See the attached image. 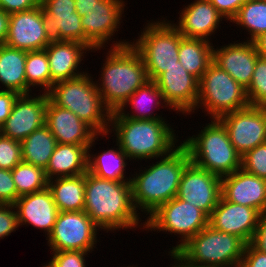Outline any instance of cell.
Returning <instances> with one entry per match:
<instances>
[{
	"label": "cell",
	"instance_id": "obj_11",
	"mask_svg": "<svg viewBox=\"0 0 266 267\" xmlns=\"http://www.w3.org/2000/svg\"><path fill=\"white\" fill-rule=\"evenodd\" d=\"M126 5L124 0H75L76 12L81 16L85 45L93 53L101 48L106 49L107 44L114 40L116 31L118 35Z\"/></svg>",
	"mask_w": 266,
	"mask_h": 267
},
{
	"label": "cell",
	"instance_id": "obj_50",
	"mask_svg": "<svg viewBox=\"0 0 266 267\" xmlns=\"http://www.w3.org/2000/svg\"><path fill=\"white\" fill-rule=\"evenodd\" d=\"M169 256H171V258H173L174 260L172 262H174L173 264H170L169 267H194L189 265L188 263H186L180 256H178L176 253H168Z\"/></svg>",
	"mask_w": 266,
	"mask_h": 267
},
{
	"label": "cell",
	"instance_id": "obj_2",
	"mask_svg": "<svg viewBox=\"0 0 266 267\" xmlns=\"http://www.w3.org/2000/svg\"><path fill=\"white\" fill-rule=\"evenodd\" d=\"M179 143L167 156L155 159L157 162L147 168L141 165L139 173L131 175L132 202L139 214H146L144 218L177 196L182 173L191 161L187 149Z\"/></svg>",
	"mask_w": 266,
	"mask_h": 267
},
{
	"label": "cell",
	"instance_id": "obj_1",
	"mask_svg": "<svg viewBox=\"0 0 266 267\" xmlns=\"http://www.w3.org/2000/svg\"><path fill=\"white\" fill-rule=\"evenodd\" d=\"M83 211L106 233L121 229L136 230L142 225L145 229V222L132 202L130 181L101 179L87 171Z\"/></svg>",
	"mask_w": 266,
	"mask_h": 267
},
{
	"label": "cell",
	"instance_id": "obj_20",
	"mask_svg": "<svg viewBox=\"0 0 266 267\" xmlns=\"http://www.w3.org/2000/svg\"><path fill=\"white\" fill-rule=\"evenodd\" d=\"M237 42V43H236ZM231 42L219 48L213 47V63L226 71L247 89L250 85L257 58L260 56L253 42Z\"/></svg>",
	"mask_w": 266,
	"mask_h": 267
},
{
	"label": "cell",
	"instance_id": "obj_6",
	"mask_svg": "<svg viewBox=\"0 0 266 267\" xmlns=\"http://www.w3.org/2000/svg\"><path fill=\"white\" fill-rule=\"evenodd\" d=\"M198 134L181 144L190 160L220 178L241 169V155L232 145L227 130L218 119H211Z\"/></svg>",
	"mask_w": 266,
	"mask_h": 267
},
{
	"label": "cell",
	"instance_id": "obj_33",
	"mask_svg": "<svg viewBox=\"0 0 266 267\" xmlns=\"http://www.w3.org/2000/svg\"><path fill=\"white\" fill-rule=\"evenodd\" d=\"M25 74L27 82V94H31L32 88L42 93H48L51 90V74L49 69L46 50L28 51L25 63Z\"/></svg>",
	"mask_w": 266,
	"mask_h": 267
},
{
	"label": "cell",
	"instance_id": "obj_15",
	"mask_svg": "<svg viewBox=\"0 0 266 267\" xmlns=\"http://www.w3.org/2000/svg\"><path fill=\"white\" fill-rule=\"evenodd\" d=\"M36 95L31 93L18 96L10 116L0 127V134L21 142L45 125L48 94L39 92Z\"/></svg>",
	"mask_w": 266,
	"mask_h": 267
},
{
	"label": "cell",
	"instance_id": "obj_12",
	"mask_svg": "<svg viewBox=\"0 0 266 267\" xmlns=\"http://www.w3.org/2000/svg\"><path fill=\"white\" fill-rule=\"evenodd\" d=\"M99 231L102 230L84 211L59 212L46 240L51 251L92 252L97 248Z\"/></svg>",
	"mask_w": 266,
	"mask_h": 267
},
{
	"label": "cell",
	"instance_id": "obj_4",
	"mask_svg": "<svg viewBox=\"0 0 266 267\" xmlns=\"http://www.w3.org/2000/svg\"><path fill=\"white\" fill-rule=\"evenodd\" d=\"M113 131V132H112ZM163 119L143 120L124 117L118 110L112 112L110 133L128 158L140 162L167 156L179 145L178 134ZM115 134V135H114ZM178 143V144H177Z\"/></svg>",
	"mask_w": 266,
	"mask_h": 267
},
{
	"label": "cell",
	"instance_id": "obj_14",
	"mask_svg": "<svg viewBox=\"0 0 266 267\" xmlns=\"http://www.w3.org/2000/svg\"><path fill=\"white\" fill-rule=\"evenodd\" d=\"M176 197L210 216L221 197V178L190 161L182 173Z\"/></svg>",
	"mask_w": 266,
	"mask_h": 267
},
{
	"label": "cell",
	"instance_id": "obj_21",
	"mask_svg": "<svg viewBox=\"0 0 266 267\" xmlns=\"http://www.w3.org/2000/svg\"><path fill=\"white\" fill-rule=\"evenodd\" d=\"M221 196L232 203L266 212V179L242 168L221 178Z\"/></svg>",
	"mask_w": 266,
	"mask_h": 267
},
{
	"label": "cell",
	"instance_id": "obj_9",
	"mask_svg": "<svg viewBox=\"0 0 266 267\" xmlns=\"http://www.w3.org/2000/svg\"><path fill=\"white\" fill-rule=\"evenodd\" d=\"M248 106L246 89L212 62L199 80L195 110L202 109L211 120Z\"/></svg>",
	"mask_w": 266,
	"mask_h": 267
},
{
	"label": "cell",
	"instance_id": "obj_3",
	"mask_svg": "<svg viewBox=\"0 0 266 267\" xmlns=\"http://www.w3.org/2000/svg\"><path fill=\"white\" fill-rule=\"evenodd\" d=\"M131 41H111L100 77L95 80L104 104L112 112L119 110L138 88L149 81L144 61Z\"/></svg>",
	"mask_w": 266,
	"mask_h": 267
},
{
	"label": "cell",
	"instance_id": "obj_22",
	"mask_svg": "<svg viewBox=\"0 0 266 267\" xmlns=\"http://www.w3.org/2000/svg\"><path fill=\"white\" fill-rule=\"evenodd\" d=\"M45 125L57 143L90 145L98 133L70 110L55 105L48 97Z\"/></svg>",
	"mask_w": 266,
	"mask_h": 267
},
{
	"label": "cell",
	"instance_id": "obj_8",
	"mask_svg": "<svg viewBox=\"0 0 266 267\" xmlns=\"http://www.w3.org/2000/svg\"><path fill=\"white\" fill-rule=\"evenodd\" d=\"M151 21V22H150ZM147 20L138 39L131 45L141 55L149 80L155 81L179 61L178 51L182 34L166 19Z\"/></svg>",
	"mask_w": 266,
	"mask_h": 267
},
{
	"label": "cell",
	"instance_id": "obj_34",
	"mask_svg": "<svg viewBox=\"0 0 266 267\" xmlns=\"http://www.w3.org/2000/svg\"><path fill=\"white\" fill-rule=\"evenodd\" d=\"M242 27L250 35L246 41L252 42L259 35L266 33V0L246 1L231 21ZM249 39V40H248Z\"/></svg>",
	"mask_w": 266,
	"mask_h": 267
},
{
	"label": "cell",
	"instance_id": "obj_23",
	"mask_svg": "<svg viewBox=\"0 0 266 267\" xmlns=\"http://www.w3.org/2000/svg\"><path fill=\"white\" fill-rule=\"evenodd\" d=\"M13 205L19 226L31 225L37 230L41 229L47 237L52 232L59 210L48 187L20 196Z\"/></svg>",
	"mask_w": 266,
	"mask_h": 267
},
{
	"label": "cell",
	"instance_id": "obj_32",
	"mask_svg": "<svg viewBox=\"0 0 266 267\" xmlns=\"http://www.w3.org/2000/svg\"><path fill=\"white\" fill-rule=\"evenodd\" d=\"M43 21L51 41H75L85 44L81 16L77 12L64 16H50L43 9Z\"/></svg>",
	"mask_w": 266,
	"mask_h": 267
},
{
	"label": "cell",
	"instance_id": "obj_30",
	"mask_svg": "<svg viewBox=\"0 0 266 267\" xmlns=\"http://www.w3.org/2000/svg\"><path fill=\"white\" fill-rule=\"evenodd\" d=\"M214 46L206 40L182 36L178 51L179 62L187 72L200 80L213 62Z\"/></svg>",
	"mask_w": 266,
	"mask_h": 267
},
{
	"label": "cell",
	"instance_id": "obj_13",
	"mask_svg": "<svg viewBox=\"0 0 266 267\" xmlns=\"http://www.w3.org/2000/svg\"><path fill=\"white\" fill-rule=\"evenodd\" d=\"M226 128L236 151H247L266 143V110L263 106H248L218 119Z\"/></svg>",
	"mask_w": 266,
	"mask_h": 267
},
{
	"label": "cell",
	"instance_id": "obj_37",
	"mask_svg": "<svg viewBox=\"0 0 266 267\" xmlns=\"http://www.w3.org/2000/svg\"><path fill=\"white\" fill-rule=\"evenodd\" d=\"M241 168L249 174L266 179V143L241 156Z\"/></svg>",
	"mask_w": 266,
	"mask_h": 267
},
{
	"label": "cell",
	"instance_id": "obj_48",
	"mask_svg": "<svg viewBox=\"0 0 266 267\" xmlns=\"http://www.w3.org/2000/svg\"><path fill=\"white\" fill-rule=\"evenodd\" d=\"M9 14L0 9V45L4 44L8 35Z\"/></svg>",
	"mask_w": 266,
	"mask_h": 267
},
{
	"label": "cell",
	"instance_id": "obj_47",
	"mask_svg": "<svg viewBox=\"0 0 266 267\" xmlns=\"http://www.w3.org/2000/svg\"><path fill=\"white\" fill-rule=\"evenodd\" d=\"M18 96L17 92L0 90V127L10 116L13 104Z\"/></svg>",
	"mask_w": 266,
	"mask_h": 267
},
{
	"label": "cell",
	"instance_id": "obj_43",
	"mask_svg": "<svg viewBox=\"0 0 266 267\" xmlns=\"http://www.w3.org/2000/svg\"><path fill=\"white\" fill-rule=\"evenodd\" d=\"M246 1L247 0H210L212 5L224 17V19L227 20V22H231L236 17L240 7Z\"/></svg>",
	"mask_w": 266,
	"mask_h": 267
},
{
	"label": "cell",
	"instance_id": "obj_27",
	"mask_svg": "<svg viewBox=\"0 0 266 267\" xmlns=\"http://www.w3.org/2000/svg\"><path fill=\"white\" fill-rule=\"evenodd\" d=\"M26 56L27 51L0 45V84L3 85H0V90L27 94Z\"/></svg>",
	"mask_w": 266,
	"mask_h": 267
},
{
	"label": "cell",
	"instance_id": "obj_49",
	"mask_svg": "<svg viewBox=\"0 0 266 267\" xmlns=\"http://www.w3.org/2000/svg\"><path fill=\"white\" fill-rule=\"evenodd\" d=\"M252 42L259 55L262 57H266V33L259 35Z\"/></svg>",
	"mask_w": 266,
	"mask_h": 267
},
{
	"label": "cell",
	"instance_id": "obj_51",
	"mask_svg": "<svg viewBox=\"0 0 266 267\" xmlns=\"http://www.w3.org/2000/svg\"><path fill=\"white\" fill-rule=\"evenodd\" d=\"M127 267H138V266L137 265L134 266V264H133V266L130 265V266H127Z\"/></svg>",
	"mask_w": 266,
	"mask_h": 267
},
{
	"label": "cell",
	"instance_id": "obj_39",
	"mask_svg": "<svg viewBox=\"0 0 266 267\" xmlns=\"http://www.w3.org/2000/svg\"><path fill=\"white\" fill-rule=\"evenodd\" d=\"M92 252L85 251H51L52 258L46 265L48 267H87L86 256Z\"/></svg>",
	"mask_w": 266,
	"mask_h": 267
},
{
	"label": "cell",
	"instance_id": "obj_26",
	"mask_svg": "<svg viewBox=\"0 0 266 267\" xmlns=\"http://www.w3.org/2000/svg\"><path fill=\"white\" fill-rule=\"evenodd\" d=\"M108 134H98L88 147V172L101 179H108L114 181H131V177L126 176L127 161L130 160L125 152L120 148L116 142L114 147L108 150H103L102 153H95L91 151L95 145V140L98 138L107 137ZM102 136V137H101ZM92 154H91V153ZM127 160V161H126Z\"/></svg>",
	"mask_w": 266,
	"mask_h": 267
},
{
	"label": "cell",
	"instance_id": "obj_38",
	"mask_svg": "<svg viewBox=\"0 0 266 267\" xmlns=\"http://www.w3.org/2000/svg\"><path fill=\"white\" fill-rule=\"evenodd\" d=\"M22 161L20 141L0 134V169L12 170Z\"/></svg>",
	"mask_w": 266,
	"mask_h": 267
},
{
	"label": "cell",
	"instance_id": "obj_35",
	"mask_svg": "<svg viewBox=\"0 0 266 267\" xmlns=\"http://www.w3.org/2000/svg\"><path fill=\"white\" fill-rule=\"evenodd\" d=\"M11 172L17 188V199L48 187V178L42 168L22 161Z\"/></svg>",
	"mask_w": 266,
	"mask_h": 267
},
{
	"label": "cell",
	"instance_id": "obj_29",
	"mask_svg": "<svg viewBox=\"0 0 266 267\" xmlns=\"http://www.w3.org/2000/svg\"><path fill=\"white\" fill-rule=\"evenodd\" d=\"M59 212L83 211L85 207V174L48 180Z\"/></svg>",
	"mask_w": 266,
	"mask_h": 267
},
{
	"label": "cell",
	"instance_id": "obj_41",
	"mask_svg": "<svg viewBox=\"0 0 266 267\" xmlns=\"http://www.w3.org/2000/svg\"><path fill=\"white\" fill-rule=\"evenodd\" d=\"M17 200V188L11 170L0 169V204L13 205Z\"/></svg>",
	"mask_w": 266,
	"mask_h": 267
},
{
	"label": "cell",
	"instance_id": "obj_46",
	"mask_svg": "<svg viewBox=\"0 0 266 267\" xmlns=\"http://www.w3.org/2000/svg\"><path fill=\"white\" fill-rule=\"evenodd\" d=\"M250 244L256 250L266 254V212L260 214L258 225Z\"/></svg>",
	"mask_w": 266,
	"mask_h": 267
},
{
	"label": "cell",
	"instance_id": "obj_19",
	"mask_svg": "<svg viewBox=\"0 0 266 267\" xmlns=\"http://www.w3.org/2000/svg\"><path fill=\"white\" fill-rule=\"evenodd\" d=\"M179 11V20H169L186 38L202 39L211 42L224 17L212 5L210 0H195Z\"/></svg>",
	"mask_w": 266,
	"mask_h": 267
},
{
	"label": "cell",
	"instance_id": "obj_36",
	"mask_svg": "<svg viewBox=\"0 0 266 267\" xmlns=\"http://www.w3.org/2000/svg\"><path fill=\"white\" fill-rule=\"evenodd\" d=\"M246 91L250 106L266 104V57L257 58L252 79Z\"/></svg>",
	"mask_w": 266,
	"mask_h": 267
},
{
	"label": "cell",
	"instance_id": "obj_16",
	"mask_svg": "<svg viewBox=\"0 0 266 267\" xmlns=\"http://www.w3.org/2000/svg\"><path fill=\"white\" fill-rule=\"evenodd\" d=\"M169 110L181 115L195 113L199 95V80L186 71L178 61L176 66L168 68L156 80Z\"/></svg>",
	"mask_w": 266,
	"mask_h": 267
},
{
	"label": "cell",
	"instance_id": "obj_18",
	"mask_svg": "<svg viewBox=\"0 0 266 267\" xmlns=\"http://www.w3.org/2000/svg\"><path fill=\"white\" fill-rule=\"evenodd\" d=\"M260 214L254 208L229 202L221 196L209 216V226L215 230L236 235L249 244L254 236Z\"/></svg>",
	"mask_w": 266,
	"mask_h": 267
},
{
	"label": "cell",
	"instance_id": "obj_25",
	"mask_svg": "<svg viewBox=\"0 0 266 267\" xmlns=\"http://www.w3.org/2000/svg\"><path fill=\"white\" fill-rule=\"evenodd\" d=\"M88 147L57 143L45 170L48 180L85 174L88 171Z\"/></svg>",
	"mask_w": 266,
	"mask_h": 267
},
{
	"label": "cell",
	"instance_id": "obj_7",
	"mask_svg": "<svg viewBox=\"0 0 266 267\" xmlns=\"http://www.w3.org/2000/svg\"><path fill=\"white\" fill-rule=\"evenodd\" d=\"M246 243L239 237L207 225L176 254L194 267H239Z\"/></svg>",
	"mask_w": 266,
	"mask_h": 267
},
{
	"label": "cell",
	"instance_id": "obj_44",
	"mask_svg": "<svg viewBox=\"0 0 266 267\" xmlns=\"http://www.w3.org/2000/svg\"><path fill=\"white\" fill-rule=\"evenodd\" d=\"M239 267H266V254L246 244Z\"/></svg>",
	"mask_w": 266,
	"mask_h": 267
},
{
	"label": "cell",
	"instance_id": "obj_5",
	"mask_svg": "<svg viewBox=\"0 0 266 267\" xmlns=\"http://www.w3.org/2000/svg\"><path fill=\"white\" fill-rule=\"evenodd\" d=\"M92 74L55 83L47 93L57 106L70 110L98 134H108L112 111L104 104Z\"/></svg>",
	"mask_w": 266,
	"mask_h": 267
},
{
	"label": "cell",
	"instance_id": "obj_45",
	"mask_svg": "<svg viewBox=\"0 0 266 267\" xmlns=\"http://www.w3.org/2000/svg\"><path fill=\"white\" fill-rule=\"evenodd\" d=\"M41 0H0V9L10 14L34 9Z\"/></svg>",
	"mask_w": 266,
	"mask_h": 267
},
{
	"label": "cell",
	"instance_id": "obj_31",
	"mask_svg": "<svg viewBox=\"0 0 266 267\" xmlns=\"http://www.w3.org/2000/svg\"><path fill=\"white\" fill-rule=\"evenodd\" d=\"M20 143L23 162L46 170L57 145V141L49 128L43 125Z\"/></svg>",
	"mask_w": 266,
	"mask_h": 267
},
{
	"label": "cell",
	"instance_id": "obj_28",
	"mask_svg": "<svg viewBox=\"0 0 266 267\" xmlns=\"http://www.w3.org/2000/svg\"><path fill=\"white\" fill-rule=\"evenodd\" d=\"M165 106L166 108H168V105L165 103L163 95L157 84L155 83V81L149 80L143 86L138 88L118 111L124 117H129L132 119H163L164 117L159 114L157 115L154 110H156L157 107L158 110H160L161 107L165 108ZM128 107L132 108L131 112L126 111Z\"/></svg>",
	"mask_w": 266,
	"mask_h": 267
},
{
	"label": "cell",
	"instance_id": "obj_10",
	"mask_svg": "<svg viewBox=\"0 0 266 267\" xmlns=\"http://www.w3.org/2000/svg\"><path fill=\"white\" fill-rule=\"evenodd\" d=\"M209 225V216L201 209L175 197L161 204L145 218V231L174 234L180 238L168 253H176L193 236ZM170 232V233H169ZM179 235V236H178ZM178 243V244H177Z\"/></svg>",
	"mask_w": 266,
	"mask_h": 267
},
{
	"label": "cell",
	"instance_id": "obj_24",
	"mask_svg": "<svg viewBox=\"0 0 266 267\" xmlns=\"http://www.w3.org/2000/svg\"><path fill=\"white\" fill-rule=\"evenodd\" d=\"M45 50L51 74V88L55 83L85 74L86 71L80 70V65L84 64L81 61L87 51L92 52L84 43L75 41H51Z\"/></svg>",
	"mask_w": 266,
	"mask_h": 267
},
{
	"label": "cell",
	"instance_id": "obj_17",
	"mask_svg": "<svg viewBox=\"0 0 266 267\" xmlns=\"http://www.w3.org/2000/svg\"><path fill=\"white\" fill-rule=\"evenodd\" d=\"M43 21V7L9 15L8 35L5 45L24 51L43 50L49 44Z\"/></svg>",
	"mask_w": 266,
	"mask_h": 267
},
{
	"label": "cell",
	"instance_id": "obj_42",
	"mask_svg": "<svg viewBox=\"0 0 266 267\" xmlns=\"http://www.w3.org/2000/svg\"><path fill=\"white\" fill-rule=\"evenodd\" d=\"M40 4L50 16H64L76 12L75 0H41Z\"/></svg>",
	"mask_w": 266,
	"mask_h": 267
},
{
	"label": "cell",
	"instance_id": "obj_40",
	"mask_svg": "<svg viewBox=\"0 0 266 267\" xmlns=\"http://www.w3.org/2000/svg\"><path fill=\"white\" fill-rule=\"evenodd\" d=\"M19 228L14 205L0 204V239L10 236Z\"/></svg>",
	"mask_w": 266,
	"mask_h": 267
}]
</instances>
